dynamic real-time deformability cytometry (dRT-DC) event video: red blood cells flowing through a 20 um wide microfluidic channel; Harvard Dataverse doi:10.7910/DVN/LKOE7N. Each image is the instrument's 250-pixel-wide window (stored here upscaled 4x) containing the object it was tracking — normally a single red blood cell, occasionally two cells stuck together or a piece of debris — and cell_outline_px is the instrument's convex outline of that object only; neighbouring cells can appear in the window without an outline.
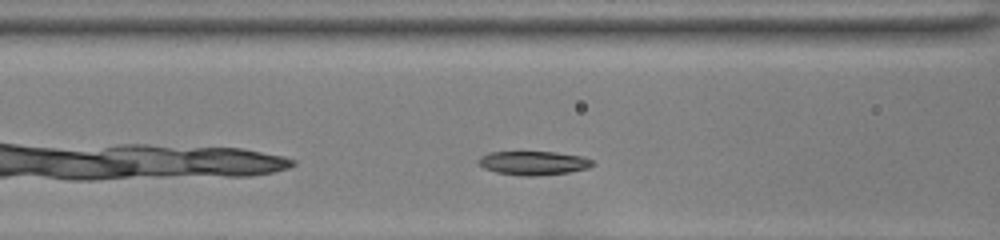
{"species": "common noctule bat (a hibernating species)", "species_latin": "Nyctalus noctula", "temperature_condition": "room temperature", "stored_images_in_passage": 31, "segment_of_instrument_passage": [2, 2], "camera_frame_rate_fps": 3000, "um_per_image_px": 0.085, "animal": {"sex": "female", "body_mass_g": 22.0, "forearm_length_mm": 56.7}, "frame": {"image": 1, "passage_image": 8, "time_ms": 2.333, "image_size_px": [1000, 240], "cell_outline_px": [[592, 164], [588, 168], [568, 172], [536, 176], [520, 176], [496, 172], [484, 168], [480, 164], [480, 160], [484, 156], [492, 152], [556, 152], [580, 156], [592, 160]], "centroid_in_image_um": [45.36, 13.86], "position_along_channel_um": 121.2, "area_um2": 15.49}}
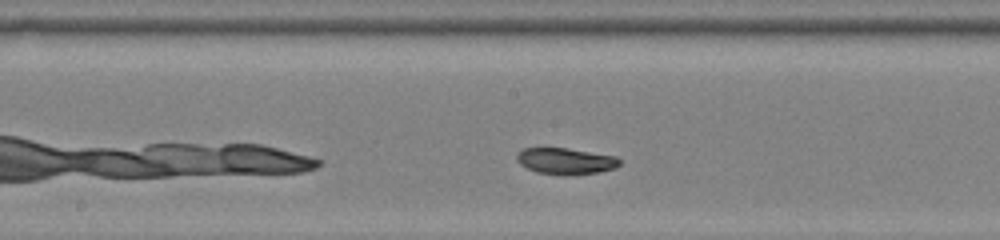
{"frame": {"image": 2, "passage_image": 14, "time_ms": 4.333, "image_size_px": [1000, 240], "cell_outline_px": [[620, 164], [612, 168], [600, 172], [568, 176], [564, 176], [536, 172], [520, 164], [516, 160], [516, 156], [524, 148], [564, 148], [616, 156], [620, 160]], "centroid_in_image_um": [48.07, 13.71], "position_along_channel_um": 200.1, "area_um2": 15.72}}
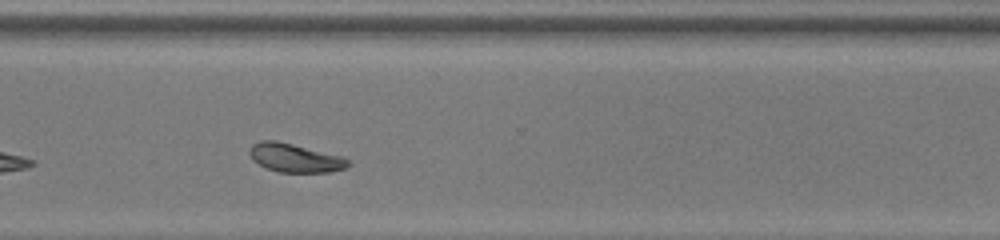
{"frame": {"image": 3, "passage_image": 25, "time_ms": 8.0, "image_size_px": [1000, 240], "cell_outline_px": [[348, 164], [344, 168], [328, 172], [280, 172], [268, 168], [252, 160], [248, 152], [252, 144], [260, 140], [276, 140], [340, 156], [348, 160]], "centroid_in_image_um": [25.0, 13.41], "position_along_channel_um": 345.6, "area_um2": 16.07}}